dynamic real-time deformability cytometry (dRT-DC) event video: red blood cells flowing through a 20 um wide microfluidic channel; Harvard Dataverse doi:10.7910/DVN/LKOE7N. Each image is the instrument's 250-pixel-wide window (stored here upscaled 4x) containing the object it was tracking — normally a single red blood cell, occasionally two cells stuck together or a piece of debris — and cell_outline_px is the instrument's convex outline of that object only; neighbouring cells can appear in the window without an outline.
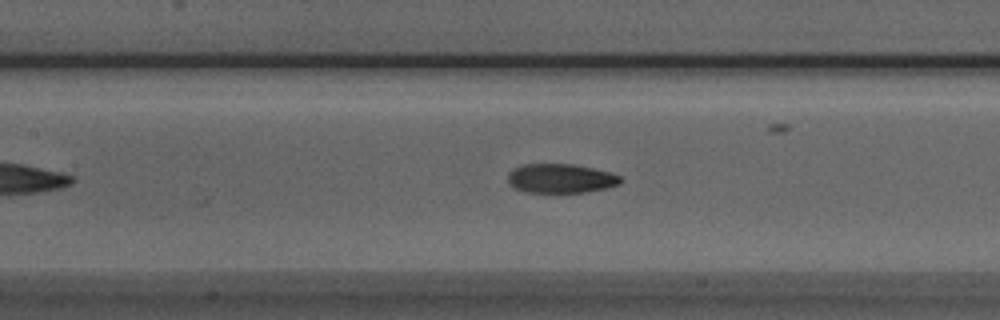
{"species": "Egyptian fruit bat (a non-hibernating species)", "species_latin": "Rousettus aegyptiacus", "temperature_condition": "room temperature", "stored_images_in_passage": 35, "camera_frame_rate_fps": 3000, "um_per_image_px": 0.085, "animal": {"sex": "male"}, "frame": {"image": 1, "passage_image": 16, "time_ms": 5.0, "image_size_px": [1000, 320], "cell_outline_px": [[624, 180], [620, 184], [608, 188], [588, 192], [524, 192], [512, 188], [508, 184], [508, 172], [512, 168], [524, 164], [572, 164], [592, 168], [608, 172], [620, 176]], "centroid_in_image_um": [47.63, 15.17], "position_along_channel_um": 159.8, "area_um2": 19.42}}
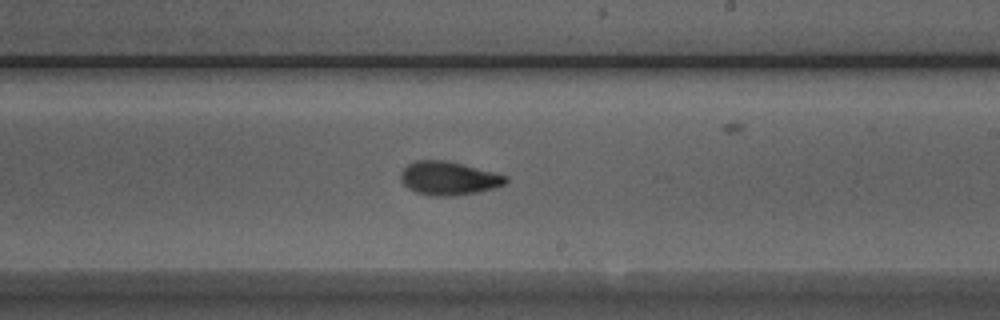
{"frame": {"image": 2, "passage_image": 23, "time_ms": 7.333, "image_size_px": [1000, 320], "cell_outline_px": [[508, 180], [504, 184], [496, 188], [476, 192], [452, 196], [428, 196], [416, 192], [408, 188], [400, 180], [400, 172], [408, 164], [416, 160], [444, 160], [508, 176]], "centroid_in_image_um": [38.1, 15.16], "position_along_channel_um": 250.9, "area_um2": 20.4}}
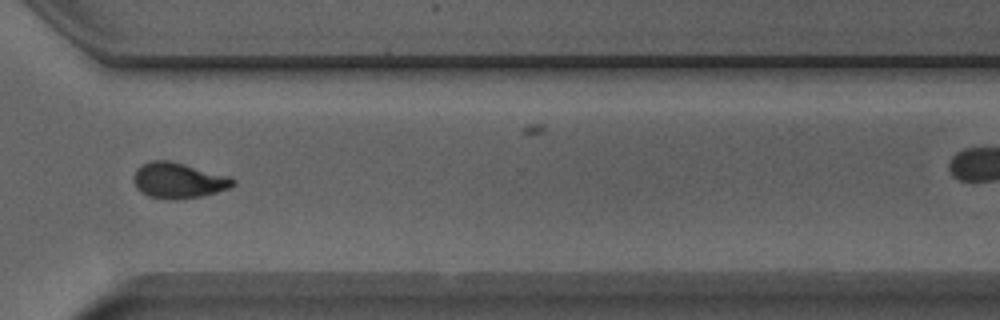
{"frame": {"image": 3, "passage_image": 31, "time_ms": 10.0, "image_size_px": [1000, 320], "cell_outline_px": [[236, 184], [228, 188], [216, 192], [200, 196], [176, 200], [172, 200], [148, 196], [140, 192], [136, 188], [132, 180], [132, 176], [136, 168], [140, 164], [152, 160], [168, 160], [232, 176], [236, 180]], "centroid_in_image_um": [15.14, 15.33], "position_along_channel_um": 355.5, "area_um2": 20.98}}